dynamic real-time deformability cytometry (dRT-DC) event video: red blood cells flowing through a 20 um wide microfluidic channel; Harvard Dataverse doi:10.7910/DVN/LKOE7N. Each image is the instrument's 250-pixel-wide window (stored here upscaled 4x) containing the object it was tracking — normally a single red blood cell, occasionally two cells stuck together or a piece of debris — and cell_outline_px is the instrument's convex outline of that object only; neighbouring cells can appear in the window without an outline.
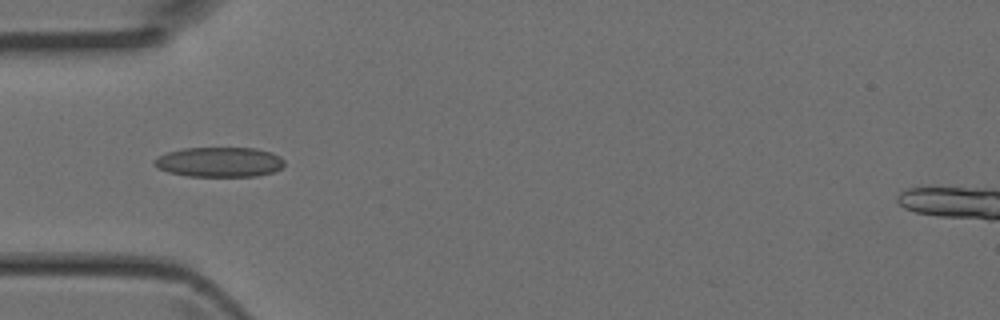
{"species": "Egyptian fruit bat (a non-hibernating species)", "species_latin": "Rousettus aegyptiacus", "temperature_condition": "room temperature", "stored_images_in_passage": 3, "camera_frame_rate_fps": 3000, "um_per_image_px": 0.085, "animal": {"sex": "female"}, "frame": {"image": 1, "passage_image": 3, "time_ms": 0.667, "image_size_px": [1000, 320], "cell_outline_px": [[284, 164], [280, 168], [272, 172], [256, 176], [188, 176], [168, 172], [156, 168], [152, 160], [156, 156], [168, 152], [184, 148], [256, 148], [272, 152], [280, 156], [284, 160]], "centroid_in_image_um": [18.61, 13.77], "position_along_channel_um": 66.4, "area_um2": 22.77}}